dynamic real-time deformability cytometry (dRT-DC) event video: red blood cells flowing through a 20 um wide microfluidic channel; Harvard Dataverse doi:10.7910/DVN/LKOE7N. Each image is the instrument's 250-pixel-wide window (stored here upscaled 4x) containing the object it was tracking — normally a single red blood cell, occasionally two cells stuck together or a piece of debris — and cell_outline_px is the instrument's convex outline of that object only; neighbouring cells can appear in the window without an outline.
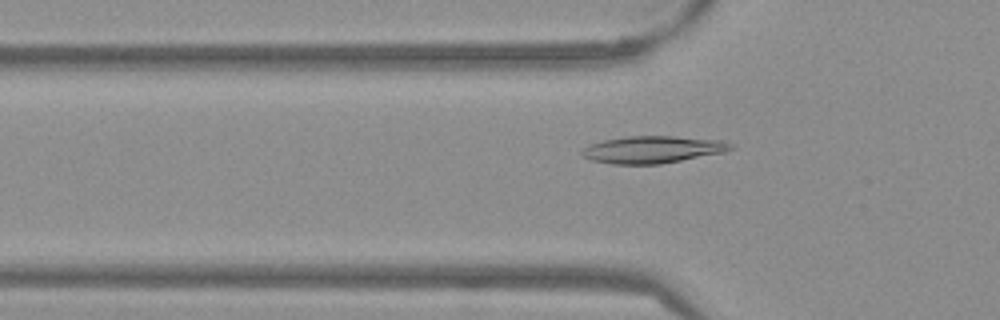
{"species": "Egyptian fruit bat (a non-hibernating species)", "species_latin": "Rousettus aegyptiacus", "temperature_condition": "warm", "stored_images_in_passage": 50, "camera_frame_rate_fps": 3000, "um_per_image_px": 0.085, "frame": {"image": 1, "passage_image": 14, "time_ms": 4.333, "image_size_px": [1000, 320], "cell_outline_px": [[736, 148], [724, 152], [660, 164], [612, 164], [592, 160], [580, 156], [580, 152], [588, 144], [604, 140], [624, 136], [672, 136], [724, 140], [732, 144]], "centroid_in_image_um": [55.46, 12.7], "position_along_channel_um": 70.3, "area_um2": 23.7}}
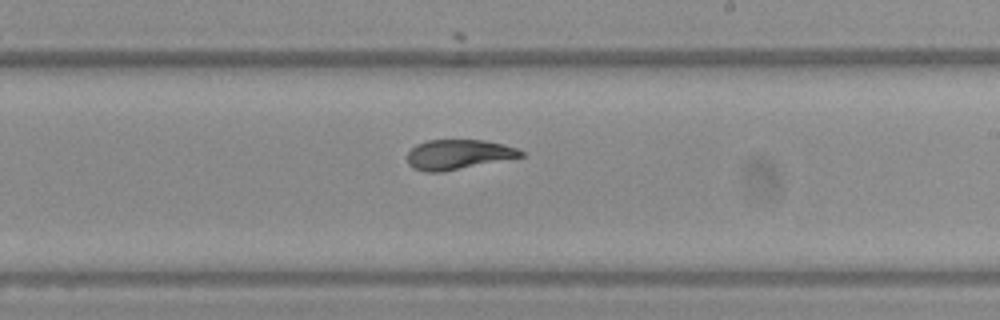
{"frame": {"image": 2, "passage_image": 28, "time_ms": 9.0, "image_size_px": [1000, 320], "cell_outline_px": [[524, 156], [440, 172], [424, 172], [412, 168], [408, 164], [408, 152], [416, 144], [428, 140], [484, 140], [504, 144], [516, 148], [524, 152]], "centroid_in_image_um": [38.93, 13.12], "position_along_channel_um": 250.1, "area_um2": 19.59}}
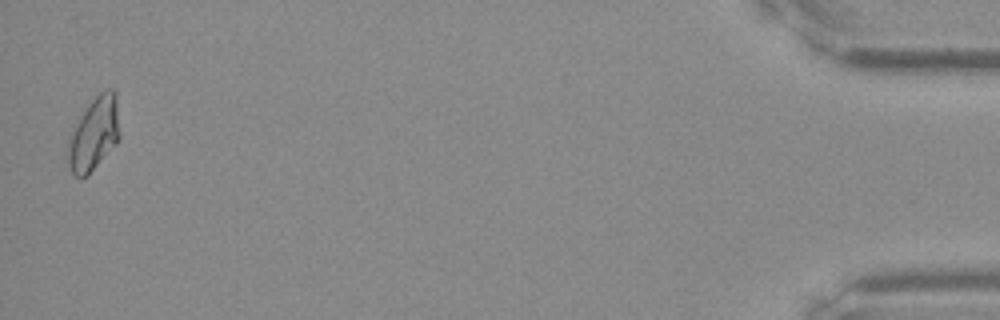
{"frame": {"image": 3, "passage_image": 49, "time_ms": 16.0, "image_size_px": [1000, 320], "cell_outline_px": [[120, 140], [80, 180], [72, 176], [68, 164], [68, 136], [88, 104], [104, 88], [112, 88], [116, 92], [120, 136]], "centroid_in_image_um": [7.99, 11.35], "position_along_channel_um": 427.2, "area_um2": 22.02}, "authors_computed_cell_mechanics": {"area_um2": 20.808, "velocity_mm_per_s": 3.8276, "shape_relaxation_time_tau1_ms": null, "shape_relaxation_time_tau2_ms": 2.077, "deformation_change_tau1": null, "deformation_change_tau2": 0.06}}